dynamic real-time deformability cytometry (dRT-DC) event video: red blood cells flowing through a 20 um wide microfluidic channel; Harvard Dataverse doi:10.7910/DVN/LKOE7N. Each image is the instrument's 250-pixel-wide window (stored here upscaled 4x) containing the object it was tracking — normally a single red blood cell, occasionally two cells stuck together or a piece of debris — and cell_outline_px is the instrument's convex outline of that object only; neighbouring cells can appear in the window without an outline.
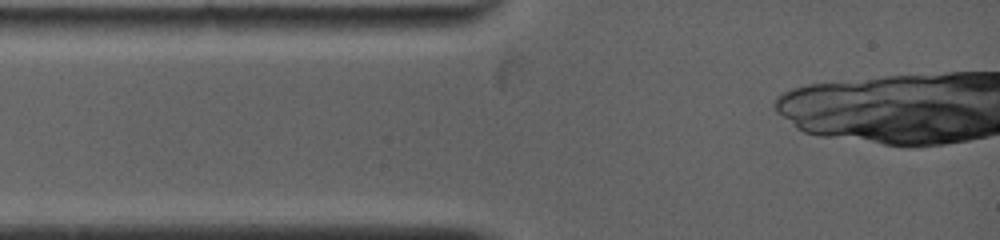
{"species": "common noctule bat (a hibernating species)", "species_latin": "Nyctalus noctula", "temperature_condition": "warm", "stored_images_in_passage": 2, "camera_frame_rate_fps": 5000, "um_per_image_px": 0.085, "animal": {"sex": "female", "body_mass_g": 19.0, "forearm_length_mm": 53.3}, "frame": {"image": 1, "passage_image": 1, "time_ms": 0.0, "image_size_px": [1000, 240], "cell_outline_px": [[464, 20], [460, 24], [344, 36], [332, 28], [364, 16], [456, 16]], "centroid_in_image_um": [33.45, 2.03], "position_along_channel_um": 51.5, "area_um2": 11.79}}